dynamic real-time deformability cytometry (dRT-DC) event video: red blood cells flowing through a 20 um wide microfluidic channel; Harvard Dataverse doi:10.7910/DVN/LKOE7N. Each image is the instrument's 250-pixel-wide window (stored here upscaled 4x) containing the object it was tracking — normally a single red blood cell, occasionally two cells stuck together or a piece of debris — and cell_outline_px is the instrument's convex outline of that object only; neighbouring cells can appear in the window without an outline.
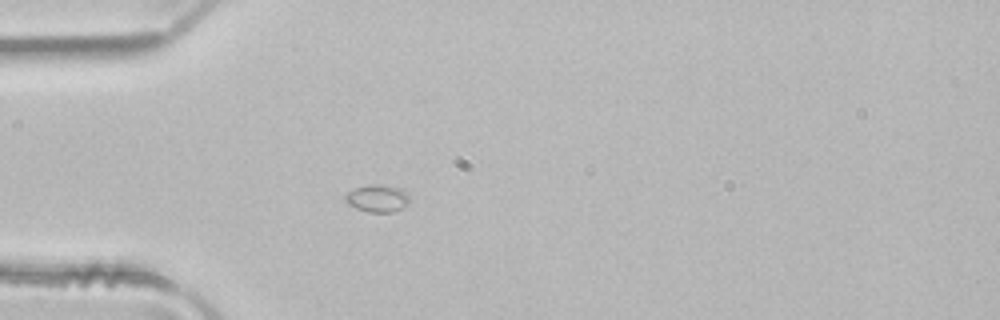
{"species": "common noctule bat (a hibernating species)", "species_latin": "Nyctalus noctula", "temperature_condition": "room temperature", "stored_images_in_passage": 2, "camera_frame_rate_fps": 3000, "um_per_image_px": 0.085, "animal": {"sex": "male", "body_mass_g": 21.5, "forearm_length_mm": 52.0}, "frame": {"image": 1, "passage_image": 2, "time_ms": 0.333, "image_size_px": [1000, 320], "cell_outline_px": [[408, 204], [392, 212], [368, 212], [356, 208], [348, 204], [344, 200], [344, 196], [348, 192], [356, 188], [368, 184], [380, 184], [400, 188], [408, 192]], "centroid_in_image_um": [32.07, 16.85], "position_along_channel_um": 52.9, "area_um2": 10.23}}